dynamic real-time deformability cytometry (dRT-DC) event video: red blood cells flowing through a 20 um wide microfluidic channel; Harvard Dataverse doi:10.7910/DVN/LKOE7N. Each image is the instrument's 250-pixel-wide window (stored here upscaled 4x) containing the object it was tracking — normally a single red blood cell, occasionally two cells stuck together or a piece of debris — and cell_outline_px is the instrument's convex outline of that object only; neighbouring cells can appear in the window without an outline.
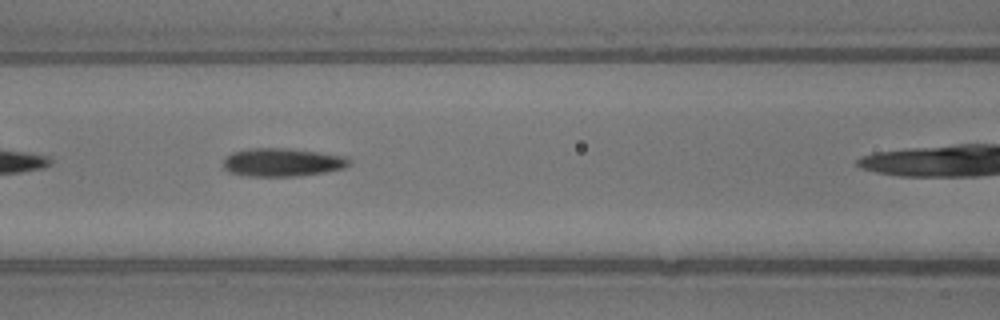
{"species": "common noctule bat (a hibernating species)", "species_latin": "Nyctalus noctula", "temperature_condition": "warm", "stored_images_in_passage": 22, "camera_frame_rate_fps": 3000, "um_per_image_px": 0.085, "animal": {"sex": "male", "body_mass_g": 13.3}, "frame": {"image": 1, "passage_image": 7, "time_ms": 2.0, "image_size_px": [1000, 320], "cell_outline_px": [[352, 164], [344, 168], [324, 172], [296, 176], [248, 176], [228, 172], [224, 168], [224, 160], [232, 152], [252, 148], [288, 148], [320, 152], [348, 156], [352, 160]], "centroid_in_image_um": [24.06, 13.79], "position_along_channel_um": 142.5, "area_um2": 20.87}}
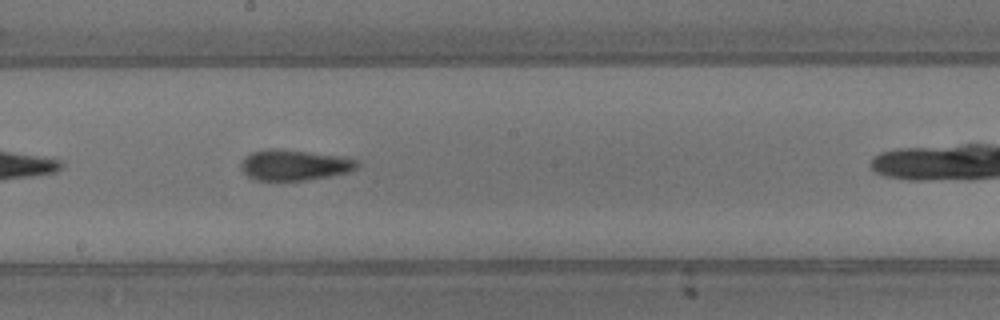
{"frame": {"image": 2, "passage_image": 13, "time_ms": 4.0, "image_size_px": [1000, 320], "cell_outline_px": [[360, 164], [356, 168], [348, 172], [328, 176], [304, 180], [256, 180], [248, 176], [240, 168], [240, 164], [252, 152], [268, 148], [276, 148], [340, 156], [356, 160]], "centroid_in_image_um": [25.01, 14.02], "position_along_channel_um": 223.2, "area_um2": 20.46}}
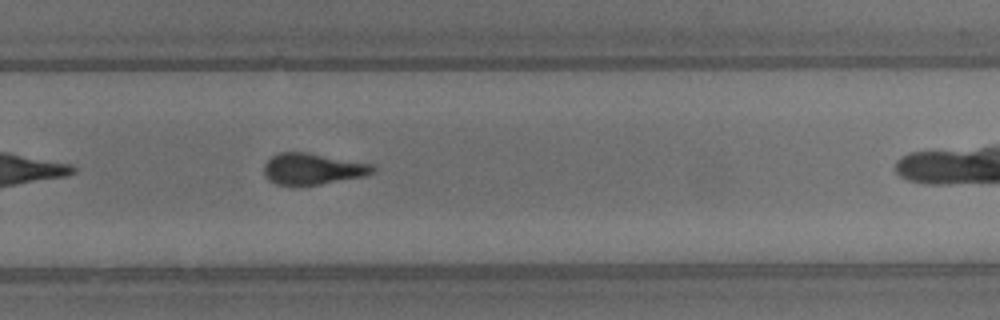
{"frame": {"image": 3, "passage_image": 19, "time_ms": 6.0, "image_size_px": [1000, 320], "cell_outline_px": [[376, 172], [364, 176], [300, 188], [296, 188], [276, 184], [268, 180], [264, 176], [264, 164], [272, 156], [280, 152], [304, 152], [372, 164], [376, 168]], "centroid_in_image_um": [26.53, 14.4], "position_along_channel_um": 303.3, "area_um2": 20.29}}